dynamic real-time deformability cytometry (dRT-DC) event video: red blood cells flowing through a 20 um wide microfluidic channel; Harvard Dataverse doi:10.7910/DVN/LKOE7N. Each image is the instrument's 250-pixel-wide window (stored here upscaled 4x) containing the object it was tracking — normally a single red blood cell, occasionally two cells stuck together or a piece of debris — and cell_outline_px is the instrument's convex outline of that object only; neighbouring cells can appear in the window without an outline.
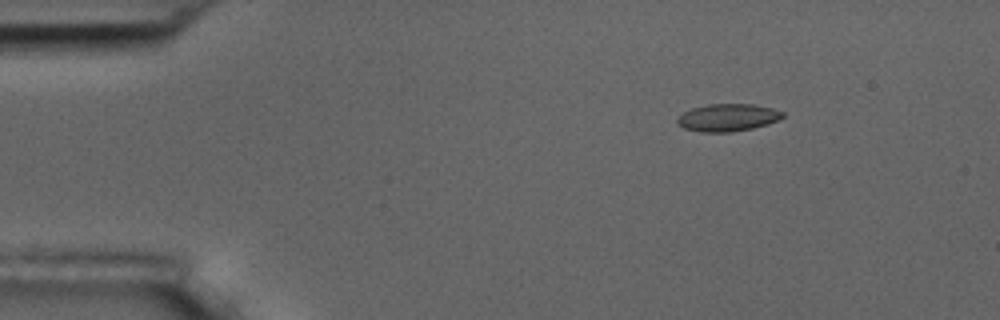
{"species": "common noctule bat (a hibernating species)", "species_latin": "Nyctalus noctula", "temperature_condition": "room temperature", "stored_images_in_passage": 15, "camera_frame_rate_fps": 3000, "um_per_image_px": 0.085, "animal": {"sex": "male", "body_mass_g": 17.5, "forearm_length_mm": 52.3}, "frame": {"image": 1, "passage_image": 3, "time_ms": 2.333, "image_size_px": [1000, 320], "cell_outline_px": [[784, 116], [768, 124], [752, 128], [732, 132], [700, 132], [684, 128], [676, 124], [676, 120], [684, 112], [692, 108], [708, 104], [752, 104], [772, 108], [784, 112]], "centroid_in_image_um": [61.84, 9.99], "position_along_channel_um": 23.2, "area_um2": 16.82}}
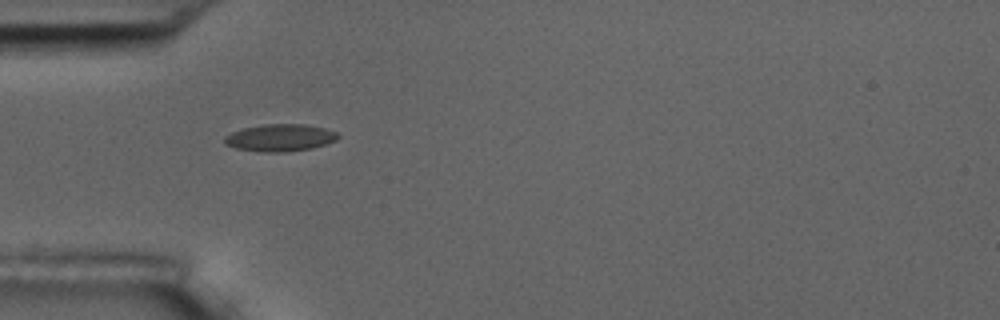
{"frame": {"image": 2, "passage_image": 5, "time_ms": 5.333, "image_size_px": [1000, 320], "cell_outline_px": [[340, 136], [336, 140], [312, 148], [288, 152], [264, 152], [236, 148], [224, 144], [224, 136], [232, 132], [244, 128], [264, 124], [304, 124], [324, 128], [336, 132]], "centroid_in_image_um": [23.79, 11.71], "position_along_channel_um": 61.2, "area_um2": 17.92}}
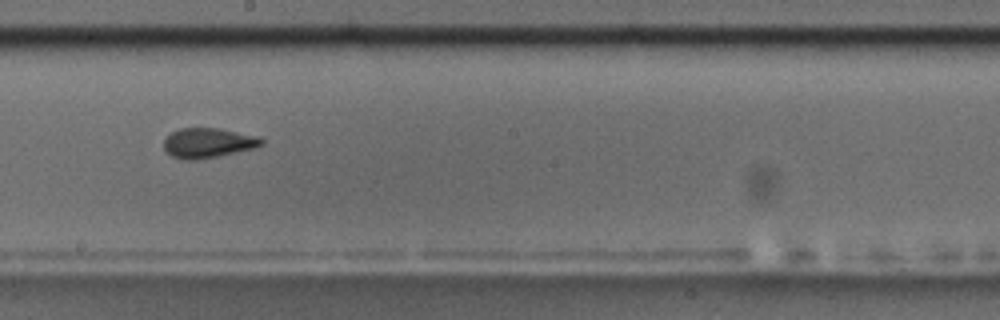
{"frame": {"image": 3, "passage_image": 9, "time_ms": 10.0, "image_size_px": [1000, 320], "cell_outline_px": [[264, 144], [252, 148], [236, 152], [196, 160], [184, 160], [172, 156], [164, 148], [164, 140], [172, 132], [180, 128], [220, 128], [260, 136], [264, 140]], "centroid_in_image_um": [17.71, 12.13], "position_along_channel_um": 230.5, "area_um2": 16.94}, "authors_computed_cell_mechanics": {"area_um2": 16.8198, "velocity_mm_per_s": 3.6802, "shape_relaxation_time_tau1_ms": 10.7413, "shape_relaxation_time_tau2_ms": 0.8683, "deformation_change_tau1": 0.1536, "deformation_change_tau2": 0.0438}}